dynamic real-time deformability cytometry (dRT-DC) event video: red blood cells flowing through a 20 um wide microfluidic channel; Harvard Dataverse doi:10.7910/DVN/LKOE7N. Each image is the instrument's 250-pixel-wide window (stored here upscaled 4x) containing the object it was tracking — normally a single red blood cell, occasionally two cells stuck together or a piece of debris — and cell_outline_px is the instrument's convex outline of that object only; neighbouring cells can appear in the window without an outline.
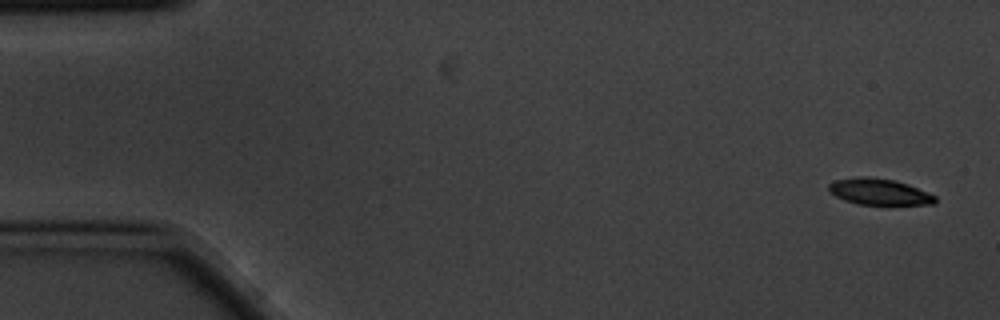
{"species": "common noctule bat (a hibernating species)", "species_latin": "Nyctalus noctula", "temperature_condition": "cold", "stored_images_in_passage": 5, "camera_frame_rate_fps": 3000, "um_per_image_px": 0.085, "animal": {"sex": "male", "body_mass_g": 20.1, "forearm_length_mm": 53.5}, "frame": {"image": 1, "passage_image": 1, "time_ms": 0.0, "image_size_px": [1000, 320], "cell_outline_px": [[936, 204], [860, 204], [844, 200], [836, 196], [828, 188], [828, 184], [832, 180], [860, 176], [868, 176], [896, 180], [908, 184], [936, 196]], "centroid_in_image_um": [74.71, 16.28], "position_along_channel_um": 10.3, "area_um2": 16.24}}
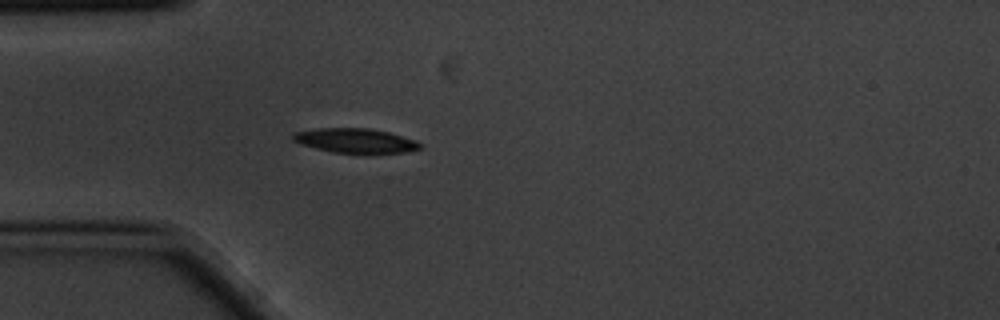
{"frame": {"image": 2, "passage_image": 5, "time_ms": 1.333, "image_size_px": [1000, 320], "cell_outline_px": [[420, 148], [404, 152], [332, 152], [300, 144], [292, 140], [292, 132], [316, 128], [368, 128], [388, 132], [416, 140], [420, 144]], "centroid_in_image_um": [30.13, 11.93], "position_along_channel_um": 54.9, "area_um2": 17.8}}